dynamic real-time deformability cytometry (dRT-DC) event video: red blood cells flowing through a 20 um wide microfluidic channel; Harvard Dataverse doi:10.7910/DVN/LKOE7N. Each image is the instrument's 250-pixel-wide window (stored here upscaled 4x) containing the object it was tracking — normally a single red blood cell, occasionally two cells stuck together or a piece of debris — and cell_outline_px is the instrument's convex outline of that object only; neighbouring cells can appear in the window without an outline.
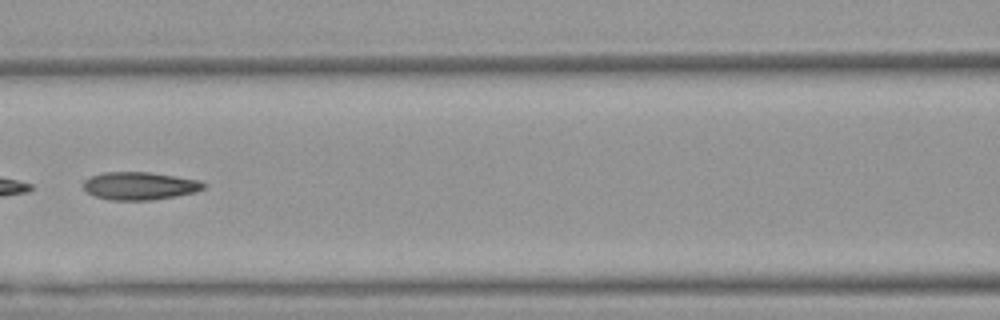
{"species": "Egyptian fruit bat (a non-hibernating species)", "species_latin": "Rousettus aegyptiacus", "temperature_condition": "warm", "stored_images_in_passage": 7, "segment_of_instrument_passage": [2, 2], "camera_frame_rate_fps": 3000, "um_per_image_px": 0.085, "animal": {"sex": "female"}, "frame": {"image": 1, "passage_image": 6, "time_ms": 1.667, "image_size_px": [1000, 320], "cell_outline_px": [[204, 188], [196, 192], [148, 200], [112, 200], [96, 196], [88, 192], [84, 188], [84, 180], [92, 176], [104, 172], [148, 172], [176, 176], [200, 180], [204, 184]], "centroid_in_image_um": [11.87, 15.79], "position_along_channel_um": 154.7, "area_um2": 19.19}}
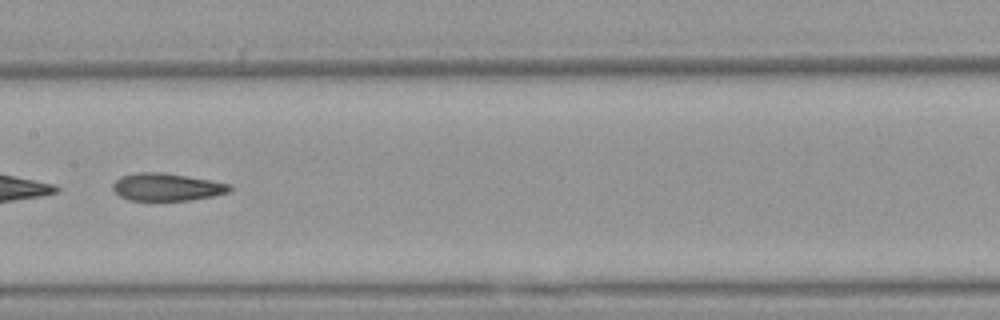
{"frame": {"image": 2, "passage_image": 7, "time_ms": 2.0, "image_size_px": [1000, 320], "cell_outline_px": [[232, 188], [228, 192], [212, 196], [188, 200], [128, 200], [120, 196], [112, 188], [112, 184], [120, 176], [136, 172], [164, 172], [188, 176], [228, 184]], "centroid_in_image_um": [14.12, 15.89], "position_along_channel_um": 193.3, "area_um2": 18.61}}